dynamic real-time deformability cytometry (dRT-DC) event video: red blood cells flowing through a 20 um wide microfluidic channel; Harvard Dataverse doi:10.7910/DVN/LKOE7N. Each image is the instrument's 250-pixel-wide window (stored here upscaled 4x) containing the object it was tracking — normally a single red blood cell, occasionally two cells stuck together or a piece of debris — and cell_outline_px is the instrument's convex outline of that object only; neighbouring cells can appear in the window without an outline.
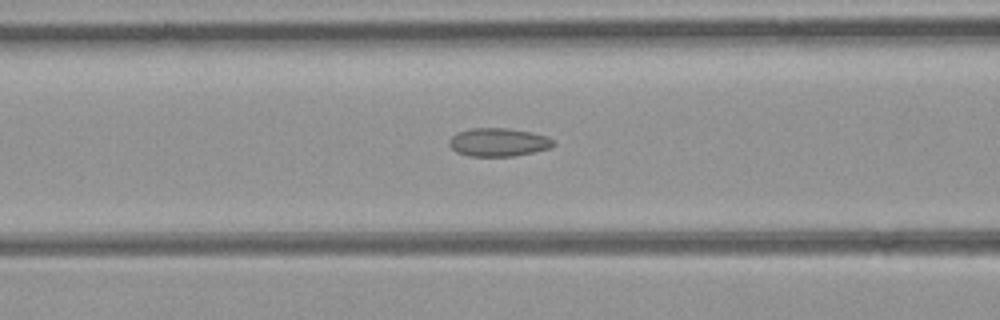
{"species": "common noctule bat (a hibernating species)", "species_latin": "Nyctalus noctula", "temperature_condition": "room temperature", "stored_images_in_passage": 14, "camera_frame_rate_fps": 3000, "um_per_image_px": 0.085, "animal": {"sex": "female", "body_mass_g": 21.9}, "frame": {"image": 1, "passage_image": 12, "time_ms": 3.667, "image_size_px": [1000, 320], "cell_outline_px": [[556, 144], [552, 148], [512, 156], [472, 156], [456, 152], [448, 144], [448, 140], [456, 132], [472, 128], [508, 128], [532, 132], [548, 136]], "centroid_in_image_um": [42.37, 12.08], "position_along_channel_um": 124.2, "area_um2": 17.28}}